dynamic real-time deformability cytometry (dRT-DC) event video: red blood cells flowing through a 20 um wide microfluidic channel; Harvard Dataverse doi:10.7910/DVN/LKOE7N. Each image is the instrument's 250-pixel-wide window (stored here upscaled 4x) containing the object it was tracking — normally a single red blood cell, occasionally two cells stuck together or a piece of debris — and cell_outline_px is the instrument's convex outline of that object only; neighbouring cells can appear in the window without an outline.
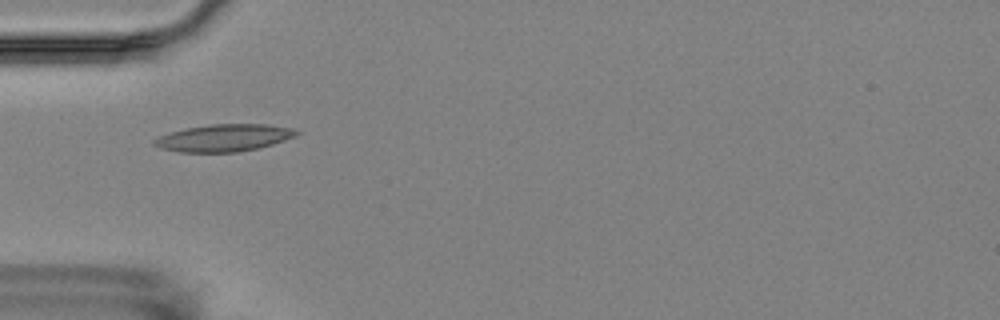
{"species": "Egyptian fruit bat (a non-hibernating species)", "species_latin": "Rousettus aegyptiacus", "temperature_condition": "room temperature", "stored_images_in_passage": 2, "camera_frame_rate_fps": 3000, "um_per_image_px": 0.085, "animal": {"sex": "female"}, "frame": {"image": 1, "passage_image": 1, "time_ms": 0.0, "image_size_px": [1000, 320], "cell_outline_px": [[300, 132], [296, 136], [272, 144], [256, 148], [236, 152], [180, 152], [160, 148], [152, 144], [152, 140], [160, 136], [172, 132], [188, 128], [208, 124], [268, 124], [296, 128]], "centroid_in_image_um": [19.06, 11.71], "position_along_channel_um": 65.9, "area_um2": 22.48}}